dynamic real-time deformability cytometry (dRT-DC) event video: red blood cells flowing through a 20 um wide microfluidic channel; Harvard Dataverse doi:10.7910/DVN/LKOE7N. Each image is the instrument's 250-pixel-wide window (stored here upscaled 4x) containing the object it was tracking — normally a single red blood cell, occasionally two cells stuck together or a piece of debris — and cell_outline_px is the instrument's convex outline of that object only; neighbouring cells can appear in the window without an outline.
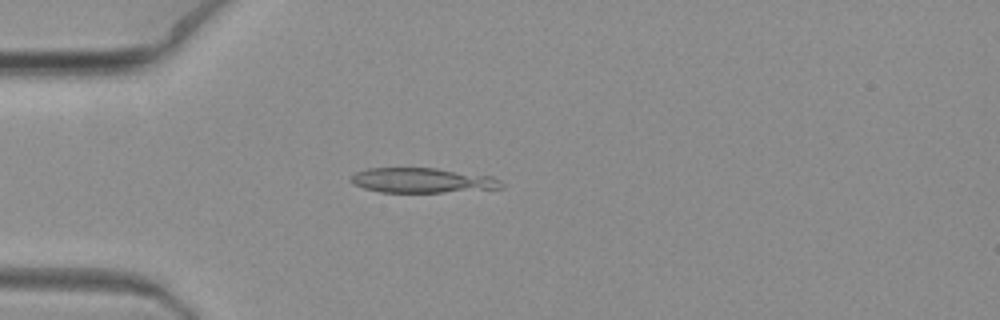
{"species": "common noctule bat (a hibernating species)", "species_latin": "Nyctalus noctula", "temperature_condition": "warm", "stored_images_in_passage": 5, "camera_frame_rate_fps": 3000, "um_per_image_px": 0.085, "animal": {"sex": "female", "body_mass_g": 19.3, "forearm_length_mm": 54.1}, "frame": {"image": 1, "passage_image": 4, "time_ms": 1.0, "image_size_px": [1000, 320], "cell_outline_px": [[504, 188], [444, 192], [380, 192], [364, 188], [352, 184], [348, 180], [348, 176], [352, 172], [368, 168], [436, 168], [492, 176], [500, 180], [504, 184]], "centroid_in_image_um": [35.83, 15.33], "position_along_channel_um": 49.2, "area_um2": 22.14}}